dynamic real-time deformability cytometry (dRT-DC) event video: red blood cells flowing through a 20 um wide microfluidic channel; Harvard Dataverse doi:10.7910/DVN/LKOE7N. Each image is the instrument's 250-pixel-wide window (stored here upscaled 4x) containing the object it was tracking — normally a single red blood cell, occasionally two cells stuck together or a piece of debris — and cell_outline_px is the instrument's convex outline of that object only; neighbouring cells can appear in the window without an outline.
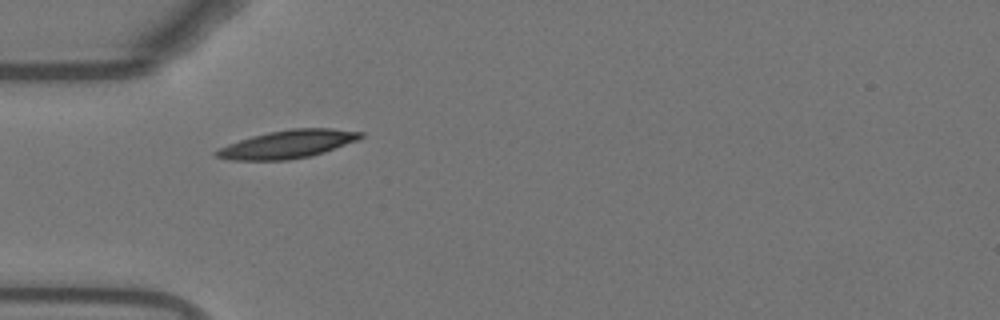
{"species": "Egyptian fruit bat (a non-hibernating species)", "species_latin": "Rousettus aegyptiacus", "temperature_condition": "warm", "stored_images_in_passage": 7, "camera_frame_rate_fps": 3000, "um_per_image_px": 0.085, "animal": {"sex": "female"}, "frame": {"image": 1, "passage_image": 1, "time_ms": 0.0, "image_size_px": [1000, 320], "cell_outline_px": [[364, 136], [356, 140], [324, 152], [312, 156], [288, 160], [228, 160], [216, 156], [212, 152], [228, 144], [252, 136], [268, 132], [292, 128], [332, 128], [364, 132]], "centroid_in_image_um": [24.45, 12.25], "position_along_channel_um": 60.6, "area_um2": 23.52}}
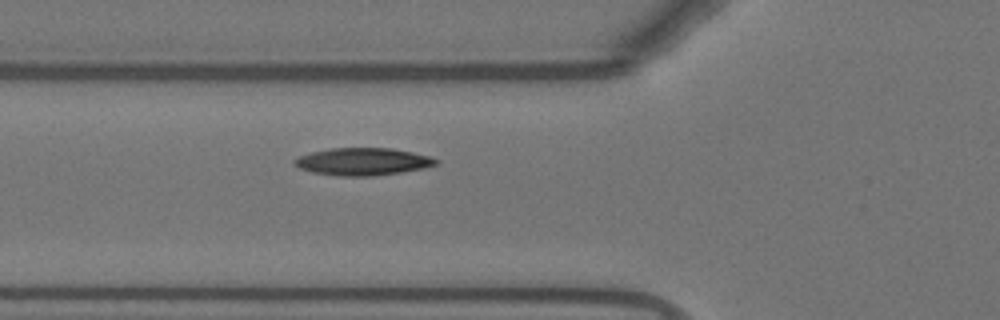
{"frame": {"image": 2, "passage_image": 4, "time_ms": 1.0, "image_size_px": [1000, 320], "cell_outline_px": [[440, 160], [436, 164], [420, 168], [400, 172], [372, 176], [340, 176], [312, 172], [300, 168], [292, 164], [292, 160], [300, 156], [312, 152], [328, 148], [392, 148], [432, 156]], "centroid_in_image_um": [30.81, 13.73], "position_along_channel_um": 95.0, "area_um2": 22.54}}
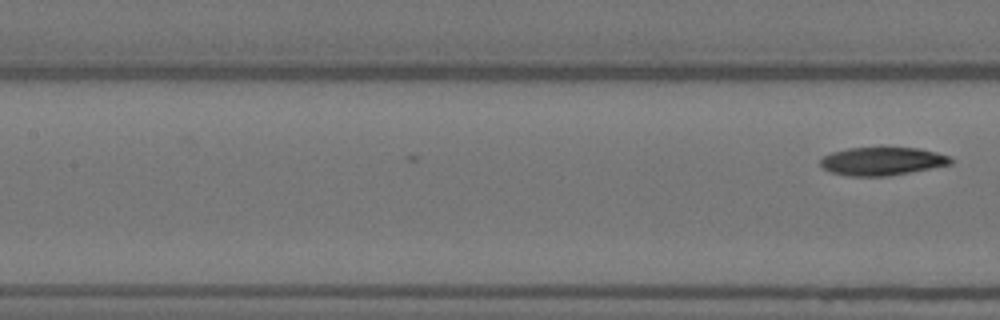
{"frame": {"image": 3, "passage_image": 7, "time_ms": 2.0, "image_size_px": [1000, 320], "cell_outline_px": [[952, 164], [888, 176], [848, 176], [832, 172], [824, 168], [820, 164], [820, 160], [824, 156], [832, 152], [848, 148], [916, 148], [936, 152], [952, 156]], "centroid_in_image_um": [75.0, 13.7], "position_along_channel_um": 132.4, "area_um2": 21.21}}